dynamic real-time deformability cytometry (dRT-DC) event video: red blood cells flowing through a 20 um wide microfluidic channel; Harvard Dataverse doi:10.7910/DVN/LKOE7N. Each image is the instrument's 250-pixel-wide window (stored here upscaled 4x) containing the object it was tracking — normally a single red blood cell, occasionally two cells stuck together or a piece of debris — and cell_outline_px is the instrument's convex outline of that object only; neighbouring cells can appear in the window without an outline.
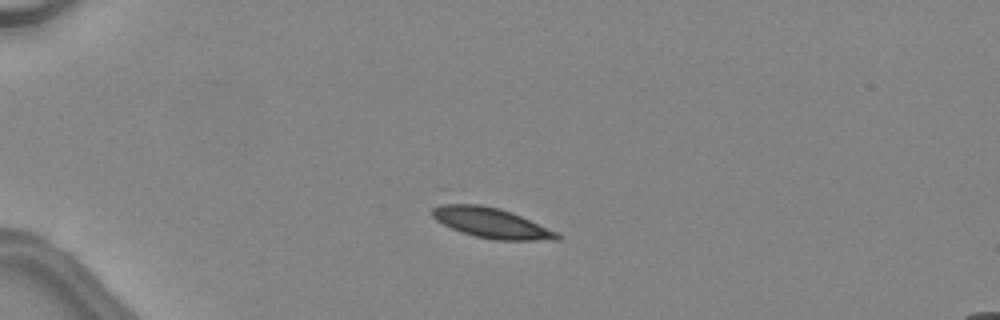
{"species": "common noctule bat (a hibernating species)", "species_latin": "Nyctalus noctula", "temperature_condition": "warm", "stored_images_in_passage": 35, "camera_frame_rate_fps": 3000, "um_per_image_px": 0.085, "animal": {"sex": "female", "body_mass_g": 24.6, "forearm_length_mm": 56.2}, "frame": {"image": 1, "passage_image": 1, "time_ms": 0.0, "image_size_px": [1000, 320], "cell_outline_px": [[564, 236], [560, 240], [496, 240], [476, 236], [460, 232], [436, 220], [432, 216], [432, 208], [448, 200], [480, 204], [500, 208], [512, 212], [556, 232]], "centroid_in_image_um": [41.69, 18.9], "position_along_channel_um": 43.3, "area_um2": 22.43}}
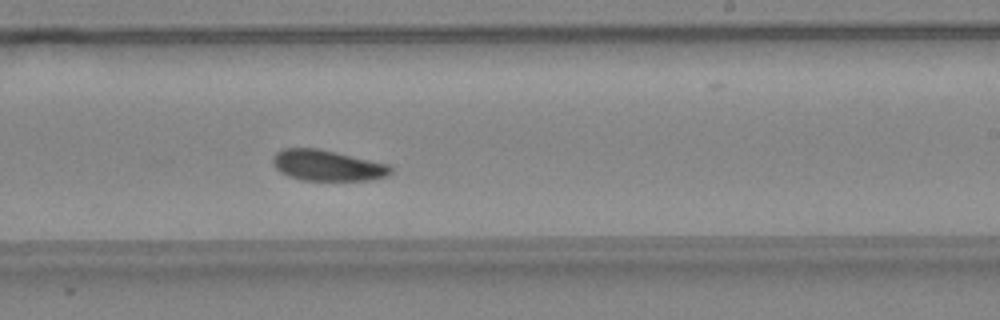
{"frame": {"image": 2, "passage_image": 19, "time_ms": 6.0, "image_size_px": [1000, 320], "cell_outline_px": [[392, 172], [388, 176], [368, 180], [300, 180], [288, 176], [280, 172], [272, 164], [272, 156], [276, 152], [284, 148], [320, 148], [388, 164], [392, 168]], "centroid_in_image_um": [27.8, 14.06], "position_along_channel_um": 261.2, "area_um2": 21.33}}
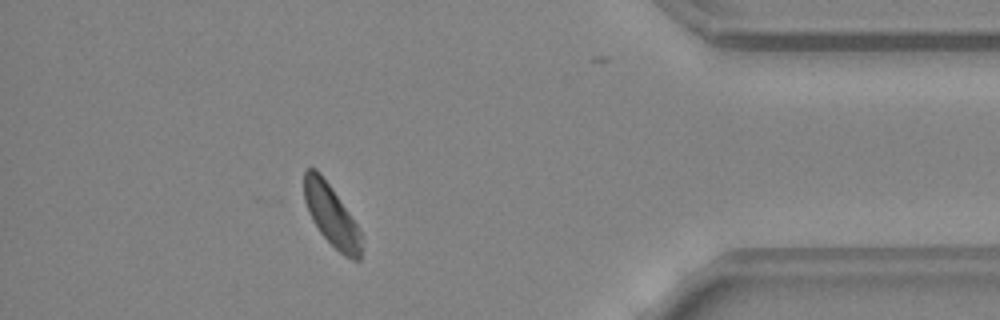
{"frame": {"image": 3, "passage_image": 31, "time_ms": 10.0, "image_size_px": [1000, 320], "cell_outline_px": [[364, 236], [360, 260], [352, 260], [344, 256], [320, 232], [312, 220], [308, 212], [304, 200], [304, 168], [316, 168], [320, 172], [332, 188]], "centroid_in_image_um": [28.18, 18.31], "position_along_channel_um": 407.0, "area_um2": 20.58}, "authors_computed_cell_mechanics": {"area_um2": 21.7906, "velocity_mm_per_s": 4.4724, "shape_relaxation_time_tau1_ms": 2.6692, "shape_relaxation_time_tau2_ms": null, "deformation_change_tau1": 0.0886, "deformation_change_tau2": null}}